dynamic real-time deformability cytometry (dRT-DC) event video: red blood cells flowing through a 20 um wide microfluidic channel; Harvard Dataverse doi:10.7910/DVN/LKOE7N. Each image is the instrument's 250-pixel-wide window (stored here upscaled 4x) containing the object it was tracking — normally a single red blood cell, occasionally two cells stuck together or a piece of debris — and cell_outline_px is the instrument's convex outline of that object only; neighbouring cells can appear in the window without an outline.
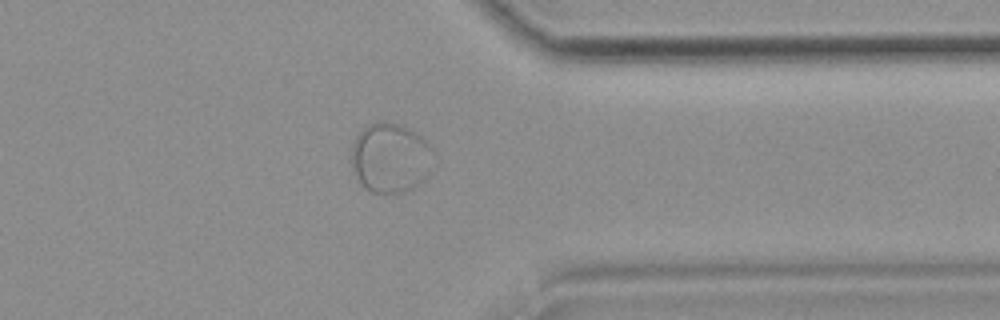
{"species": "common noctule bat (a hibernating species)", "species_latin": "Nyctalus noctula", "temperature_condition": "room temperature", "stored_images_in_passage": 41, "camera_frame_rate_fps": 3000, "um_per_image_px": 0.085, "animal": {"sex": "female", "body_mass_g": 19.9}, "frame": {"image": 1, "passage_image": 30, "time_ms": 9.667, "image_size_px": [1000, 320], "cell_outline_px": [[432, 152], [428, 172], [424, 180], [412, 188], [404, 192], [372, 192], [364, 188], [356, 176], [352, 164], [352, 144], [356, 136], [368, 124], [380, 120], [384, 120], [404, 124], [420, 136], [432, 148]], "centroid_in_image_um": [33.16, 13.38], "position_along_channel_um": 378.2, "area_um2": 33.18}}